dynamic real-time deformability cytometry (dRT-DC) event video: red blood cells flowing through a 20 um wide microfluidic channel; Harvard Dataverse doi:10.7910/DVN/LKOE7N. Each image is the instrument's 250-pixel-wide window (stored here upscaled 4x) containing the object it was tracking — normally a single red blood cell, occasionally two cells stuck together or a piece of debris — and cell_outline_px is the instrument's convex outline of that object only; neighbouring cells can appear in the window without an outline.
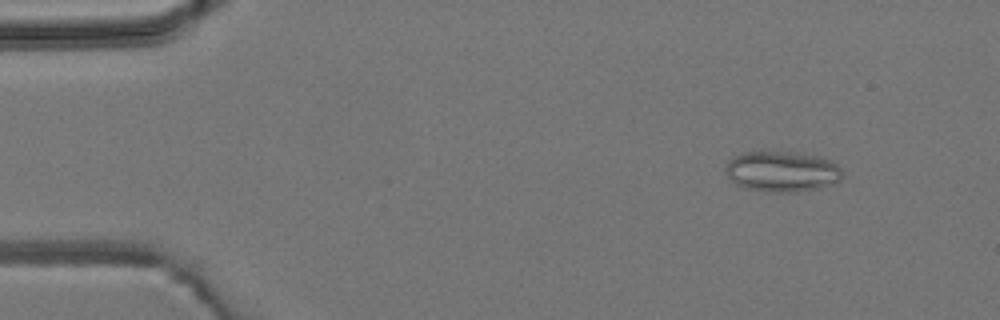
{"species": "common noctule bat (a hibernating species)", "species_latin": "Nyctalus noctula", "temperature_condition": "room temperature", "stored_images_in_passage": 6, "camera_frame_rate_fps": 3000, "um_per_image_px": 0.085, "animal": {"sex": "male", "body_mass_g": 19.2, "forearm_length_mm": 51.8}, "frame": {"image": 1, "passage_image": 1, "time_ms": 0.0, "image_size_px": [1000, 320], "cell_outline_px": [[844, 176], [836, 184], [820, 188], [796, 192], [768, 192], [748, 188], [736, 184], [724, 172], [724, 168], [728, 160], [744, 152], [772, 148], [800, 152], [820, 156], [836, 164], [844, 172]], "centroid_in_image_um": [66.49, 14.53], "position_along_channel_um": 18.5, "area_um2": 28.78}}
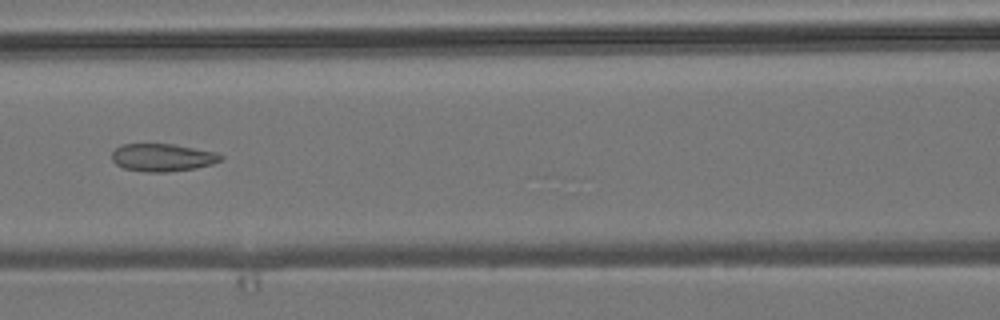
{"frame": {"image": 2, "passage_image": 6, "time_ms": 5.667, "image_size_px": [1000, 320], "cell_outline_px": [[224, 156], [220, 160], [212, 164], [196, 168], [168, 172], [144, 172], [124, 168], [116, 164], [112, 160], [112, 152], [120, 144], [172, 144], [216, 152]], "centroid_in_image_um": [13.8, 13.39], "position_along_channel_um": 152.8, "area_um2": 17.57}}